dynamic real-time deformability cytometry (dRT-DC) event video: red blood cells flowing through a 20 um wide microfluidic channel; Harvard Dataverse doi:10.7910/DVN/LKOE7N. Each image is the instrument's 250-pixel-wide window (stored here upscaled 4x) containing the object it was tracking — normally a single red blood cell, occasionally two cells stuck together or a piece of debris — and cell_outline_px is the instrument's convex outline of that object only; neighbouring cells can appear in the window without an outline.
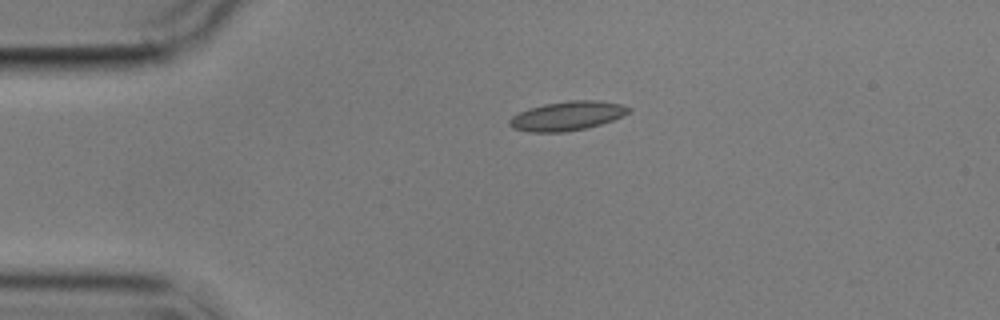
{"species": "common noctule bat (a hibernating species)", "species_latin": "Nyctalus noctula", "temperature_condition": "cold", "stored_images_in_passage": 2, "camera_frame_rate_fps": 3000, "um_per_image_px": 0.085, "animal": {"sex": "male", "body_mass_g": 17.9}, "frame": {"image": 1, "passage_image": 1, "time_ms": 0.0, "image_size_px": [1000, 320], "cell_outline_px": [[632, 112], [612, 120], [600, 124], [584, 128], [564, 132], [532, 132], [512, 128], [508, 124], [508, 120], [512, 116], [528, 108], [544, 104], [568, 100], [596, 100], [620, 104], [632, 108]], "centroid_in_image_um": [48.21, 9.84], "position_along_channel_um": 36.8, "area_um2": 20.23}}